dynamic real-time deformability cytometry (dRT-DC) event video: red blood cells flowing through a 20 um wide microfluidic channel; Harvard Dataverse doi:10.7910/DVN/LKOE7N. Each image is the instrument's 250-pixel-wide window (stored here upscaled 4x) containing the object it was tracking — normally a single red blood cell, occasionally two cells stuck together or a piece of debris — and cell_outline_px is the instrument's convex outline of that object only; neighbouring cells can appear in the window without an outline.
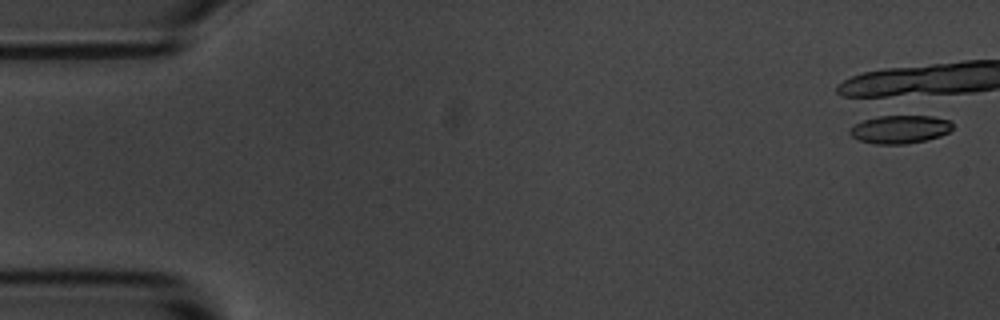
{"species": "common noctule bat (a hibernating species)", "species_latin": "Nyctalus noctula", "temperature_condition": "room temperature", "stored_images_in_passage": 1, "camera_frame_rate_fps": 3000, "um_per_image_px": 0.085, "animal": {"sex": "male", "body_mass_g": 20.1, "forearm_length_mm": 53.5}, "frame": {"image": 1, "passage_image": 1, "time_ms": 0.0, "image_size_px": [1000, 320], "cell_outline_px": [[952, 128], [948, 132], [940, 136], [924, 140], [904, 144], [876, 144], [860, 140], [852, 136], [848, 132], [848, 128], [864, 120], [888, 112], [932, 116], [948, 120], [952, 124]], "centroid_in_image_um": [76.46, 10.93], "position_along_channel_um": 8.5, "area_um2": 17.51}}